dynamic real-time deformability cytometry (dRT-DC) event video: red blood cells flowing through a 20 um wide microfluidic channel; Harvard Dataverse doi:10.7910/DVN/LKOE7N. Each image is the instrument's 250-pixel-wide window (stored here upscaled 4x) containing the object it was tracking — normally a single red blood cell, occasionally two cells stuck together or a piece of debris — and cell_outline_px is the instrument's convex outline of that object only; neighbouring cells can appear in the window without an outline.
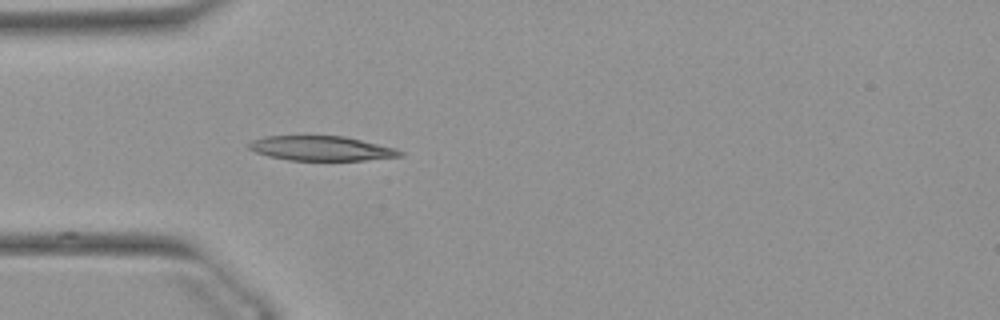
{"species": "Egyptian fruit bat (a non-hibernating species)", "species_latin": "Rousettus aegyptiacus", "temperature_condition": "warm", "stored_images_in_passage": 23, "camera_frame_rate_fps": 3000, "um_per_image_px": 0.085, "animal": {"sex": "female"}, "frame": {"image": 1, "passage_image": 1, "time_ms": 0.0, "image_size_px": [1000, 320], "cell_outline_px": [[404, 156], [364, 160], [288, 160], [268, 156], [256, 152], [248, 148], [248, 144], [252, 140], [264, 136], [344, 136], [396, 148], [404, 152]], "centroid_in_image_um": [27.32, 12.61], "position_along_channel_um": 57.7, "area_um2": 21.68}}
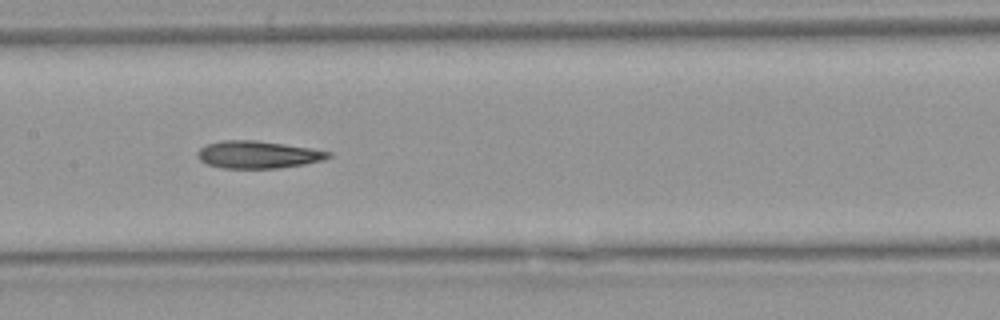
{"frame": {"image": 2, "passage_image": 11, "time_ms": 3.333, "image_size_px": [1000, 320], "cell_outline_px": [[332, 156], [324, 160], [304, 164], [280, 168], [220, 168], [208, 164], [200, 160], [196, 156], [196, 152], [200, 148], [208, 144], [224, 140], [256, 140], [284, 144], [332, 152]], "centroid_in_image_um": [21.91, 13.15], "position_along_channel_um": 185.5, "area_um2": 20.87}}
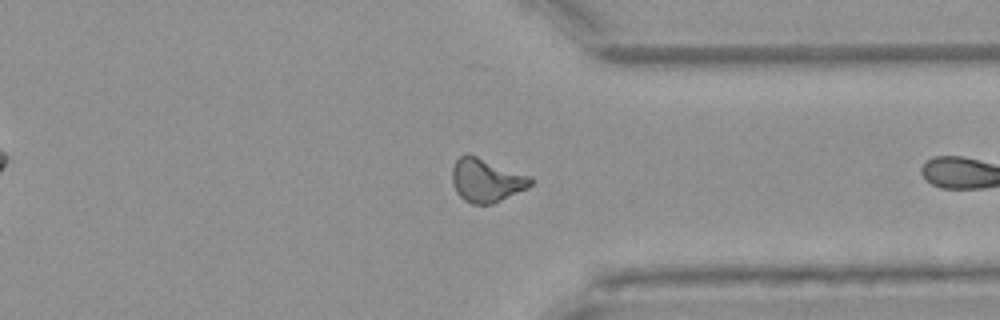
{"frame": {"image": 3, "passage_image": 22, "time_ms": 7.0, "image_size_px": [1000, 320], "cell_outline_px": [[532, 184], [528, 188], [492, 204], [472, 204], [464, 200], [456, 192], [452, 184], [452, 168], [456, 160], [460, 156], [468, 152], [532, 176]], "centroid_in_image_um": [41.34, 15.3], "position_along_channel_um": 370.1, "area_um2": 20.23}}